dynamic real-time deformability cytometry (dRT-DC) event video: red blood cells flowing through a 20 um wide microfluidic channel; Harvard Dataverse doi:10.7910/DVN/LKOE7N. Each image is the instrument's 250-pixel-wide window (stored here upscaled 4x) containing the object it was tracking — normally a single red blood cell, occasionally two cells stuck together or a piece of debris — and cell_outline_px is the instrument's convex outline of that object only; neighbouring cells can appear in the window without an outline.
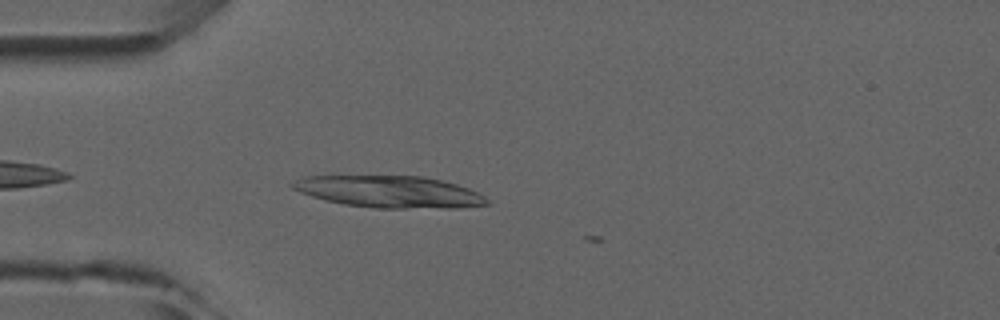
{"species": "common noctule bat (a hibernating species)", "species_latin": "Nyctalus noctula", "temperature_condition": "room temperature", "stored_images_in_passage": 3, "camera_frame_rate_fps": 3000, "um_per_image_px": 0.085, "animal": {"sex": "male", "forearm_length_mm": 52.5}, "frame": {"image": 1, "passage_image": 3, "time_ms": 2.333, "image_size_px": [1000, 320], "cell_outline_px": [[492, 204], [460, 208], [376, 208], [344, 204], [324, 200], [300, 192], [292, 188], [288, 184], [304, 176], [420, 176], [440, 180], [456, 184], [468, 188], [484, 196]], "centroid_in_image_um": [33.11, 16.3], "position_along_channel_um": 51.9, "area_um2": 36.07}}